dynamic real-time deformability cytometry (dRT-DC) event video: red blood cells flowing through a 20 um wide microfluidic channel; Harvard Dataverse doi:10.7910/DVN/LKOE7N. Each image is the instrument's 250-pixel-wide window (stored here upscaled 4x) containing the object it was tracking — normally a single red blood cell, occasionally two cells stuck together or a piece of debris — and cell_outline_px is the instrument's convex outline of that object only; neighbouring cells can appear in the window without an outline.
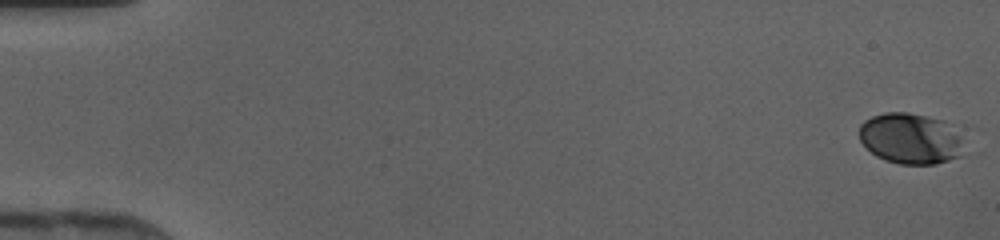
{"species": "human", "species_latin": "Homo sapiens", "temperature_condition": "cold", "stored_images_in_passage": 47, "camera_frame_rate_fps": 3000, "um_per_image_px": 0.085, "donor": {"sex": "female"}, "frame": {"image": 1, "passage_image": 1, "time_ms": 0.0, "image_size_px": [1000, 240], "cell_outline_px": [[968, 152], [960, 156], [936, 164], [900, 164], [884, 160], [876, 156], [860, 140], [860, 124], [864, 120], [872, 116], [884, 112], [908, 112], [944, 120], [952, 124], [960, 136]], "centroid_in_image_um": [77.45, 11.77], "position_along_channel_um": 7.5, "area_um2": 31.56}}
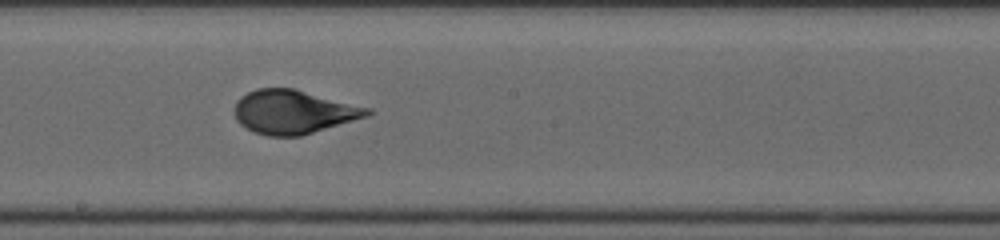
{"frame": {"image": 2, "passage_image": 27, "time_ms": 8.667, "image_size_px": [1000, 240], "cell_outline_px": [[372, 112], [368, 116], [300, 136], [268, 136], [252, 132], [240, 124], [236, 120], [236, 100], [240, 96], [256, 88], [292, 88], [372, 108]], "centroid_in_image_um": [24.94, 9.51], "position_along_channel_um": 223.3, "area_um2": 33.76}}
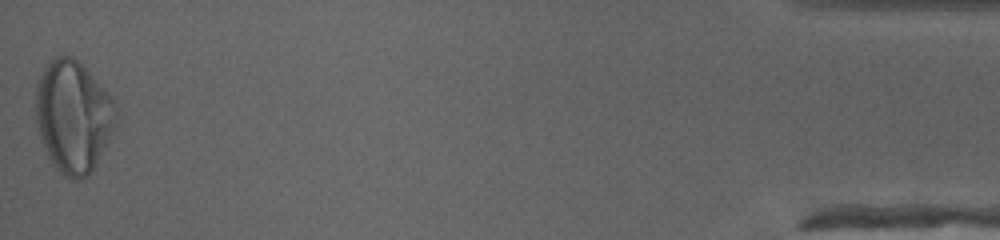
{"frame": {"image": 3, "passage_image": 47, "time_ms": 15.333, "image_size_px": [1000, 240], "cell_outline_px": [[120, 108], [116, 124], [92, 172], [88, 176], [80, 180], [72, 180], [64, 176], [56, 168], [48, 156], [40, 136], [36, 120], [36, 88], [40, 76], [44, 68], [56, 56], [72, 56], [88, 72]], "centroid_in_image_um": [6.24, 9.94], "position_along_channel_um": 429.0, "area_um2": 51.96}}